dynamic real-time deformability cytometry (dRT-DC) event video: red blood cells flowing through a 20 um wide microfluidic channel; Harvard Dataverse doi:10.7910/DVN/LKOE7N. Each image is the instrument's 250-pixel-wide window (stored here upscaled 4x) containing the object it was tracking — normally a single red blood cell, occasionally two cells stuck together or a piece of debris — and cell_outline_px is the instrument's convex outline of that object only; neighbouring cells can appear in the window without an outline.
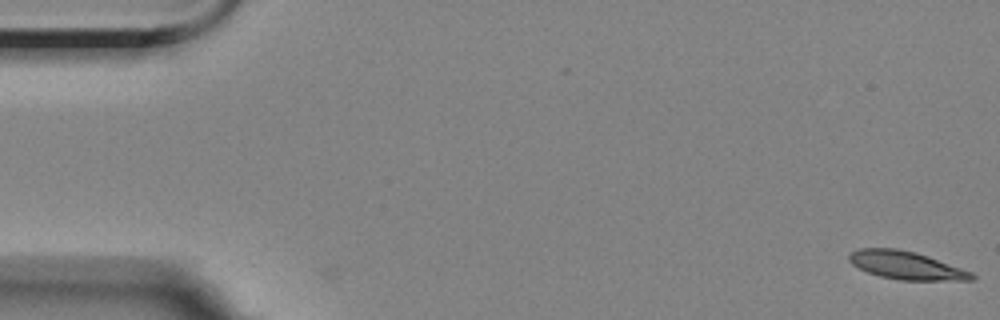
{"species": "Egyptian fruit bat (a non-hibernating species)", "species_latin": "Rousettus aegyptiacus", "temperature_condition": "room temperature", "stored_images_in_passage": 2, "camera_frame_rate_fps": 3000, "um_per_image_px": 0.085, "animal": {"sex": "female"}, "frame": {"image": 1, "passage_image": 1, "time_ms": 0.0, "image_size_px": [1000, 320], "cell_outline_px": [[976, 280], [900, 280], [880, 276], [868, 272], [852, 264], [848, 260], [848, 256], [852, 252], [860, 248], [896, 248], [916, 252], [928, 256], [972, 272], [976, 276]], "centroid_in_image_um": [77.04, 22.55], "position_along_channel_um": 8.0, "area_um2": 19.94}}